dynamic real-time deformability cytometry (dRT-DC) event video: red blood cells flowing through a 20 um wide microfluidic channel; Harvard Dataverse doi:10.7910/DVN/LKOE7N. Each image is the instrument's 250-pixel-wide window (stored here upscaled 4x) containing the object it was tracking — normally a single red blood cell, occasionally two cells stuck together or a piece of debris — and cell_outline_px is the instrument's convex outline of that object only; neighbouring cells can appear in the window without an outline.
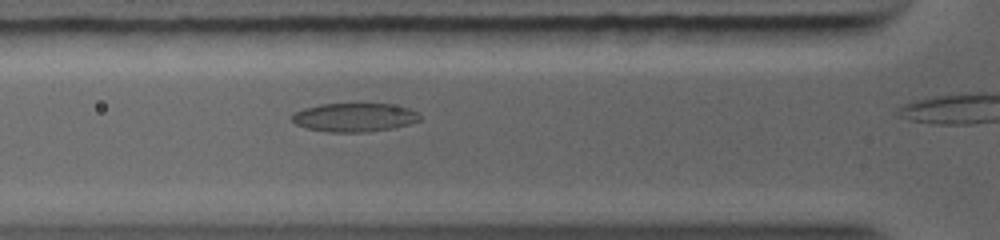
{"species": "common noctule bat (a hibernating species)", "species_latin": "Nyctalus noctula", "temperature_condition": "warm", "stored_images_in_passage": 6, "camera_frame_rate_fps": 5000, "um_per_image_px": 0.085, "animal": {"sex": "female", "body_mass_g": 19.0, "forearm_length_mm": 56.7}, "frame": {"image": 1, "passage_image": 4, "time_ms": 1.8, "image_size_px": [1000, 240], "cell_outline_px": [[420, 120], [408, 124], [392, 128], [368, 132], [328, 132], [308, 128], [296, 124], [292, 120], [292, 112], [304, 108], [320, 104], [388, 104], [408, 108], [416, 112], [420, 116]], "centroid_in_image_um": [30.09, 9.98], "position_along_channel_um": 95.7, "area_um2": 21.21}}